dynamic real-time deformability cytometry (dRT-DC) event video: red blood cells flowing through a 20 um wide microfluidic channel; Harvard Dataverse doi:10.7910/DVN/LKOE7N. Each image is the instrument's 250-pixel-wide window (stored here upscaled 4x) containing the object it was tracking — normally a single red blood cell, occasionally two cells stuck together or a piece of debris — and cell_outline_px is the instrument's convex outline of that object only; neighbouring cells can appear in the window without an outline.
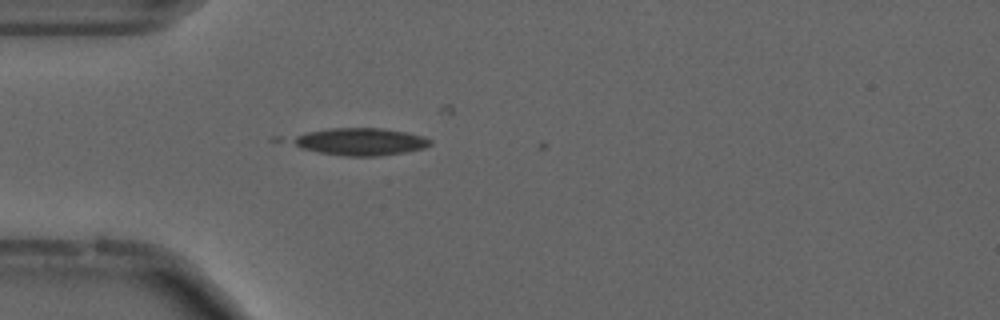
{"species": "common noctule bat (a hibernating species)", "species_latin": "Nyctalus noctula", "temperature_condition": "cold", "stored_images_in_passage": 6, "camera_frame_rate_fps": 3000, "um_per_image_px": 0.085, "animal": {"sex": "male", "forearm_length_mm": 52.5}, "frame": {"image": 1, "passage_image": 5, "time_ms": 1.333, "image_size_px": [1000, 320], "cell_outline_px": [[432, 144], [424, 148], [404, 152], [380, 156], [344, 156], [320, 152], [300, 148], [288, 140], [296, 136], [308, 132], [328, 128], [380, 128], [404, 132], [424, 136], [432, 140]], "centroid_in_image_um": [30.63, 12.04], "position_along_channel_um": 54.4, "area_um2": 21.91}}